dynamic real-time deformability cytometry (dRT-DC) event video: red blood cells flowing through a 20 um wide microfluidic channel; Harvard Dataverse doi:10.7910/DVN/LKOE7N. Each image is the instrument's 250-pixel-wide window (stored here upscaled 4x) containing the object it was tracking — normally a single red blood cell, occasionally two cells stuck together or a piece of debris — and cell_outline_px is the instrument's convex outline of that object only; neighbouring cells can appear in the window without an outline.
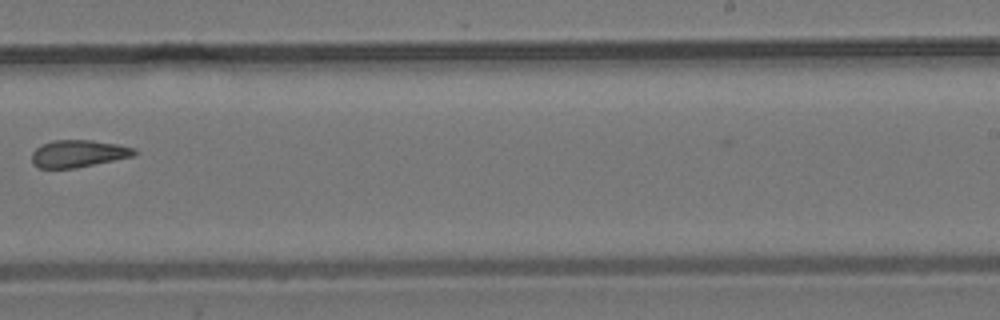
{"species": "common noctule bat (a hibernating species)", "species_latin": "Nyctalus noctula", "temperature_condition": "room temperature", "stored_images_in_passage": 11, "camera_frame_rate_fps": 3000, "um_per_image_px": 0.085, "animal": {"sex": "male", "body_mass_g": 19.2, "forearm_length_mm": 51.8}, "frame": {"image": 1, "passage_image": 9, "time_ms": 10.333, "image_size_px": [1000, 320], "cell_outline_px": [[136, 156], [72, 168], [40, 168], [32, 164], [32, 152], [40, 144], [52, 140], [92, 140], [120, 144], [136, 148]], "centroid_in_image_um": [6.66, 13.04], "position_along_channel_um": 282.3, "area_um2": 16.42}}
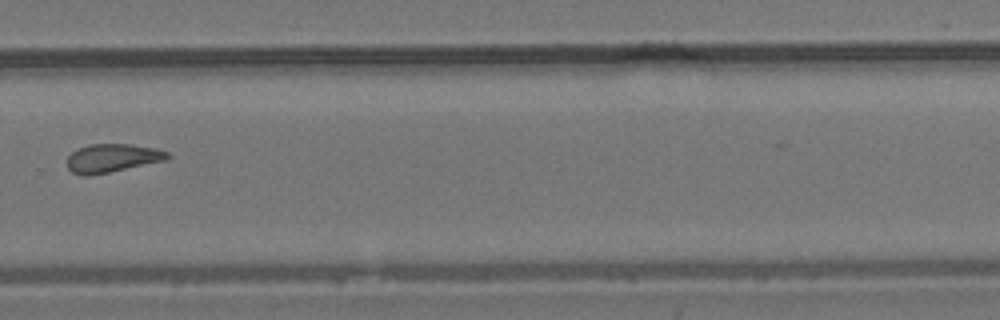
{"frame": {"image": 2, "passage_image": 10, "time_ms": 11.333, "image_size_px": [1000, 320], "cell_outline_px": [[172, 156], [164, 160], [92, 176], [80, 176], [72, 172], [68, 168], [68, 156], [76, 148], [88, 144], [132, 144], [156, 148], [168, 152]], "centroid_in_image_um": [9.51, 13.43], "position_along_channel_um": 320.3, "area_um2": 16.76}}